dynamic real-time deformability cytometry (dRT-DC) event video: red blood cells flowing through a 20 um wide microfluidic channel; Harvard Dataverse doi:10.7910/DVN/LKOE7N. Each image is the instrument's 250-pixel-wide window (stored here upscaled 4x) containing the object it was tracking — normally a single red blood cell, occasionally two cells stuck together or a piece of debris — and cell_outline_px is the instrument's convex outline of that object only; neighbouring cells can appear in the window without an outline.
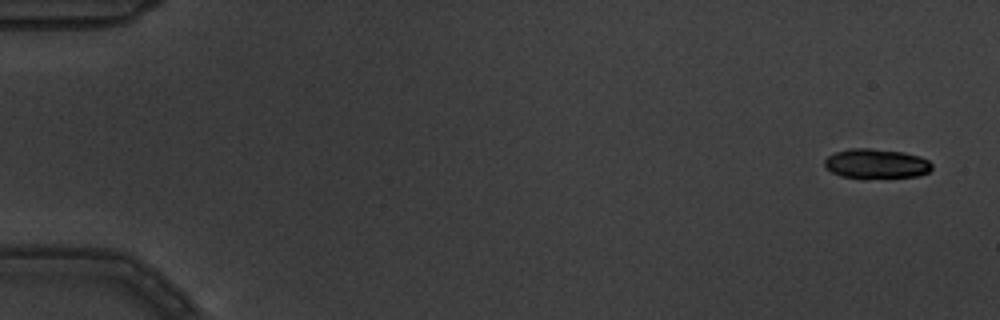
{"species": "common noctule bat (a hibernating species)", "species_latin": "Nyctalus noctula", "temperature_condition": "warm", "stored_images_in_passage": 4, "camera_frame_rate_fps": 3000, "um_per_image_px": 0.085, "animal": {"sex": "male", "body_mass_g": 19.5, "forearm_length_mm": 54.6}, "frame": {"image": 1, "passage_image": 1, "time_ms": 0.0, "image_size_px": [1000, 320], "cell_outline_px": [[932, 168], [928, 172], [916, 176], [840, 176], [832, 172], [824, 164], [824, 160], [828, 156], [836, 152], [848, 148], [868, 148], [904, 152], [920, 156], [928, 160], [932, 164]], "centroid_in_image_um": [74.49, 13.87], "position_along_channel_um": 10.5, "area_um2": 17.92}}